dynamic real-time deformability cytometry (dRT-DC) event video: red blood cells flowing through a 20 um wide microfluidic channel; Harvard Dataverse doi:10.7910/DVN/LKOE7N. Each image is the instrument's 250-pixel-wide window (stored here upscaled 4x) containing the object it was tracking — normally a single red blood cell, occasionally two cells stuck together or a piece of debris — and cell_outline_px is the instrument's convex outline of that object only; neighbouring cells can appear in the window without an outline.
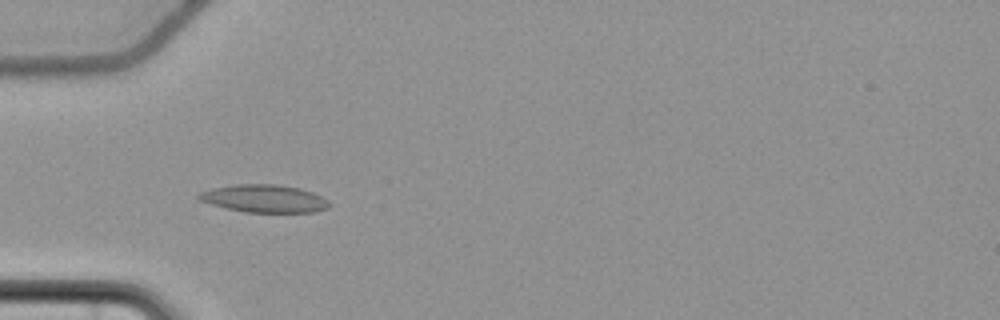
{"species": "common noctule bat (a hibernating species)", "species_latin": "Nyctalus noctula", "temperature_condition": "cold", "stored_images_in_passage": 53, "camera_frame_rate_fps": 3000, "um_per_image_px": 0.085, "animal": {"sex": "female", "body_mass_g": 22.7, "forearm_length_mm": 54.2}, "frame": {"image": 1, "passage_image": 15, "time_ms": 4.667, "image_size_px": [1000, 320], "cell_outline_px": [[332, 204], [328, 208], [312, 212], [244, 212], [212, 204], [200, 200], [196, 196], [200, 192], [212, 188], [236, 184], [276, 184], [300, 188], [312, 192], [328, 200]], "centroid_in_image_um": [22.48, 16.87], "position_along_channel_um": 62.5, "area_um2": 20.98}}
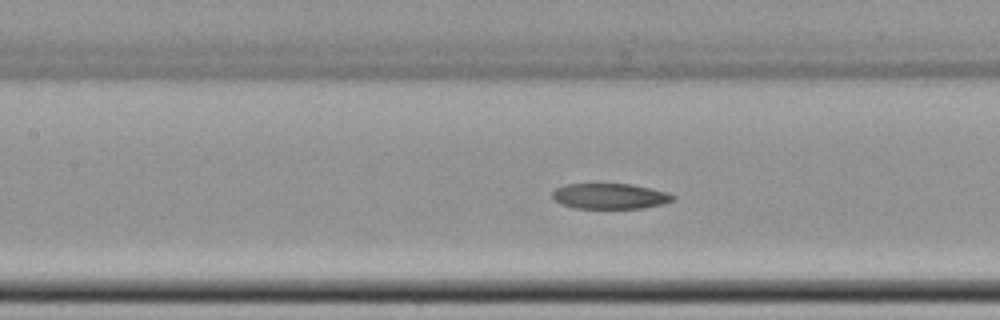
{"frame": {"image": 2, "passage_image": 23, "time_ms": 7.333, "image_size_px": [1000, 320], "cell_outline_px": [[676, 200], [664, 204], [644, 208], [576, 208], [560, 204], [552, 196], [552, 192], [556, 188], [564, 184], [632, 184], [668, 192], [676, 196]], "centroid_in_image_um": [51.89, 16.67], "position_along_channel_um": 155.5, "area_um2": 18.09}}
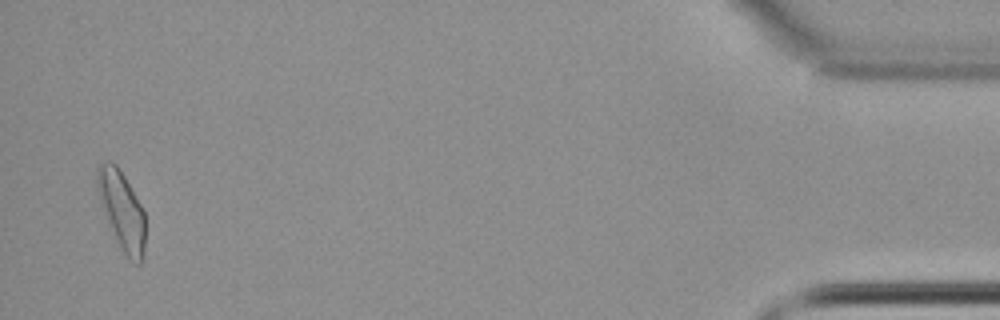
{"frame": {"image": 3, "passage_image": 52, "time_ms": 17.0, "image_size_px": [1000, 320], "cell_outline_px": [[144, 256], [140, 264], [128, 260], [108, 220], [100, 200], [96, 188], [96, 168], [104, 160], [112, 160], [116, 164], [124, 176], [140, 204], [144, 212]], "centroid_in_image_um": [10.34, 17.82], "position_along_channel_um": 424.9, "area_um2": 21.44}, "authors_computed_cell_mechanics": {"area_um2": 19.7676, "velocity_mm_per_s": 3.664, "shape_relaxation_time_tau1_ms": null, "shape_relaxation_time_tau2_ms": 8.0174, "deformation_change_tau1": null, "deformation_change_tau2": 0.1587}}